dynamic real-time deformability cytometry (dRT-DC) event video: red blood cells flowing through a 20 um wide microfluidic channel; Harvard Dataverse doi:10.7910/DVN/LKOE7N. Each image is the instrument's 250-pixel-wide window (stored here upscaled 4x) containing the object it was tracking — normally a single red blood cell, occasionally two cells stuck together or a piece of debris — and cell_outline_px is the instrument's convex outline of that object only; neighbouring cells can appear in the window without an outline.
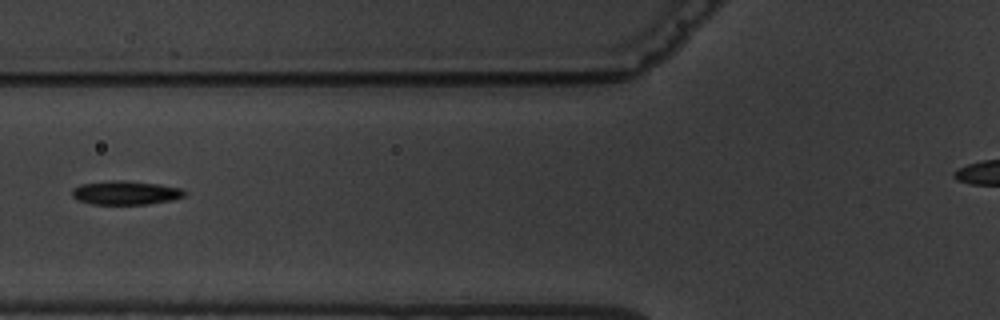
{"species": "common noctule bat (a hibernating species)", "species_latin": "Nyctalus noctula", "temperature_condition": "warm", "stored_images_in_passage": 6, "camera_frame_rate_fps": 3000, "um_per_image_px": 0.085, "animal": {"sex": "male", "body_mass_g": 19.5, "forearm_length_mm": 54.6}, "frame": {"image": 1, "passage_image": 6, "time_ms": 6.667, "image_size_px": [1000, 320], "cell_outline_px": [[188, 192], [184, 196], [172, 200], [148, 204], [92, 204], [80, 200], [72, 196], [72, 188], [80, 184], [112, 180], [120, 180], [160, 184], [180, 188]], "centroid_in_image_um": [10.69, 16.38], "position_along_channel_um": 115.1, "area_um2": 15.61}}